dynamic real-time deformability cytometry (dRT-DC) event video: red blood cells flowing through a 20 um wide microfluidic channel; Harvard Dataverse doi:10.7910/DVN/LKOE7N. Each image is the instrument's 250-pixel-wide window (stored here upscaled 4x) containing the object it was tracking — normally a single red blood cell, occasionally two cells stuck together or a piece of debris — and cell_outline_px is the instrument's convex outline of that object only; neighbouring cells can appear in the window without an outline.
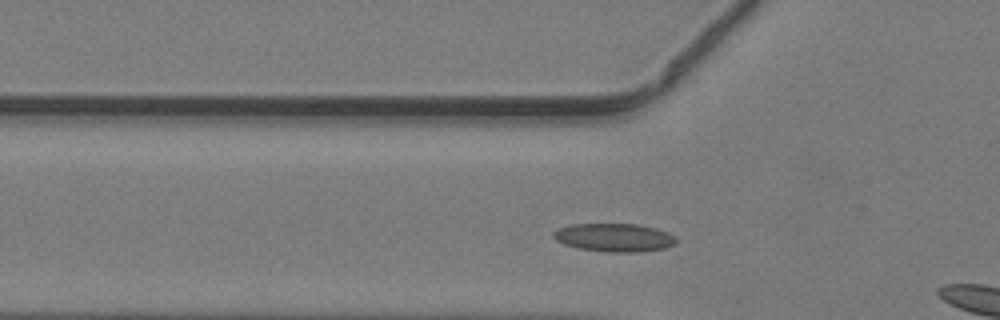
{"species": "common noctule bat (a hibernating species)", "species_latin": "Nyctalus noctula", "temperature_condition": "warm", "stored_images_in_passage": 7, "camera_frame_rate_fps": 3000, "um_per_image_px": 0.085, "animal": {"sex": "male", "body_mass_g": 19.2, "forearm_length_mm": 51.8}, "frame": {"image": 1, "passage_image": 5, "time_ms": 1.333, "image_size_px": [1000, 320], "cell_outline_px": [[676, 244], [664, 248], [640, 252], [608, 252], [580, 248], [564, 244], [556, 240], [552, 236], [552, 232], [560, 228], [572, 224], [636, 224], [656, 228], [672, 236], [676, 240]], "centroid_in_image_um": [52.18, 20.19], "position_along_channel_um": 73.6, "area_um2": 20.0}}